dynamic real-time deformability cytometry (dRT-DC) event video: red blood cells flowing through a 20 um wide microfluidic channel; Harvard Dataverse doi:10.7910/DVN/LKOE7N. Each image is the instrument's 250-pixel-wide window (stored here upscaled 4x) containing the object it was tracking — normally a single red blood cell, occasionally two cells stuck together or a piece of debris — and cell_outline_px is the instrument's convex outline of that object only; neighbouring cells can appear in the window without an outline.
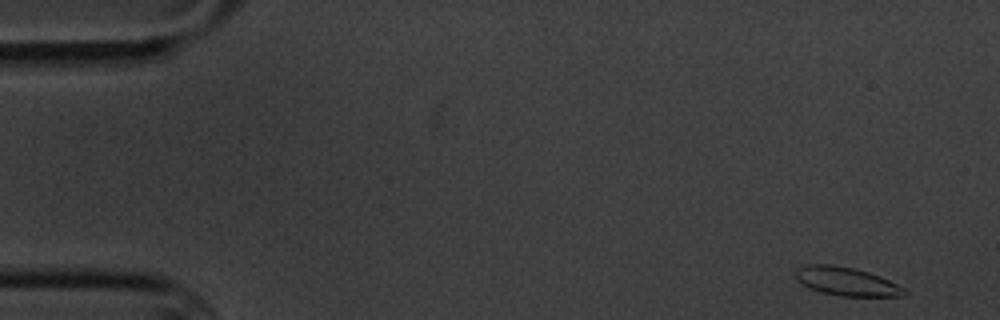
{"species": "common noctule bat (a hibernating species)", "species_latin": "Nyctalus noctula", "temperature_condition": "cold", "stored_images_in_passage": 4, "camera_frame_rate_fps": 3000, "um_per_image_px": 0.085, "animal": {"sex": "male", "body_mass_g": 20.1, "forearm_length_mm": 53.5}, "frame": {"image": 1, "passage_image": 1, "time_ms": 0.0, "image_size_px": [1000, 320], "cell_outline_px": [[908, 292], [904, 296], [840, 296], [820, 292], [808, 288], [796, 276], [796, 268], [808, 264], [832, 264], [852, 268], [868, 272], [880, 276], [904, 288]], "centroid_in_image_um": [71.95, 23.92], "position_along_channel_um": 13.0, "area_um2": 17.92}}